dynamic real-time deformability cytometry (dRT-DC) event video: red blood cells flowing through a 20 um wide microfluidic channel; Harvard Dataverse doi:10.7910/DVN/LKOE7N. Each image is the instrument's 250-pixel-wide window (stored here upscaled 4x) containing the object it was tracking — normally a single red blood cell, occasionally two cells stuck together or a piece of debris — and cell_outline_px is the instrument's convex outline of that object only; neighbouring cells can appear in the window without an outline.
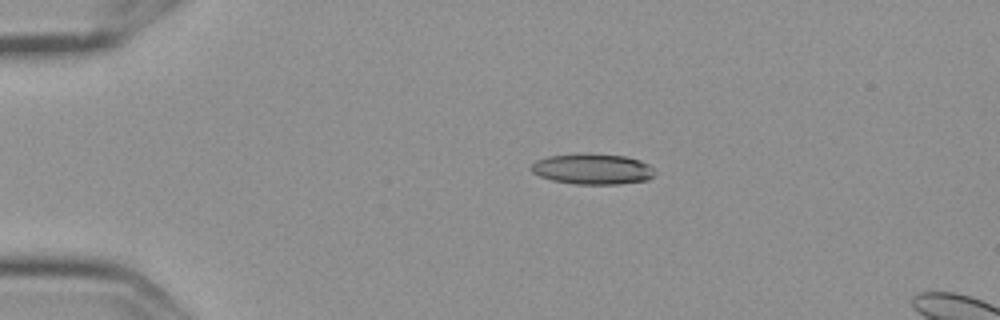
{"species": "Egyptian fruit bat (a non-hibernating species)", "species_latin": "Rousettus aegyptiacus", "temperature_condition": "cold", "stored_images_in_passage": 5, "camera_frame_rate_fps": 3000, "um_per_image_px": 0.085, "frame": {"image": 1, "passage_image": 3, "time_ms": 0.667, "image_size_px": [1000, 320], "cell_outline_px": [[656, 172], [648, 180], [620, 184], [576, 184], [552, 180], [540, 176], [532, 172], [528, 168], [536, 160], [548, 156], [624, 156], [640, 160], [648, 164]], "centroid_in_image_um": [50.37, 14.41], "position_along_channel_um": 34.6, "area_um2": 21.27}}